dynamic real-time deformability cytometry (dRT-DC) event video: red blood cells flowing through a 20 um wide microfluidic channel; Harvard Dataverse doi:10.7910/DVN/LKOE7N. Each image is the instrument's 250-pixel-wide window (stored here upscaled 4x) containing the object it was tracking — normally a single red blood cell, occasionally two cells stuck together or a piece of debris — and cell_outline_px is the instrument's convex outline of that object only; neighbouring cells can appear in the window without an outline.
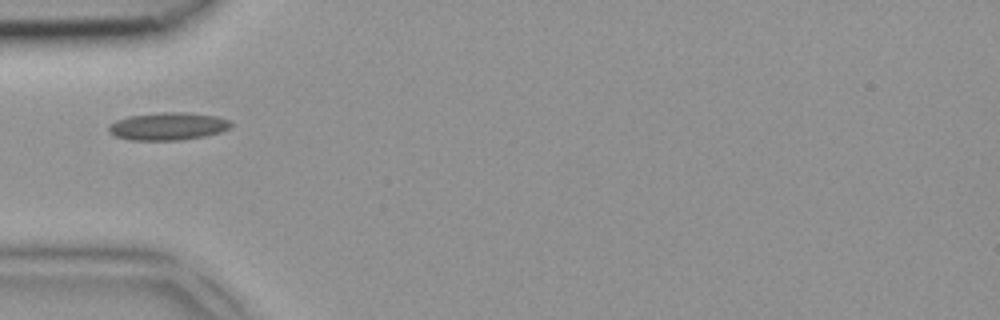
{"species": "common noctule bat (a hibernating species)", "species_latin": "Nyctalus noctula", "temperature_condition": "room temperature", "stored_images_in_passage": 1, "camera_frame_rate_fps": 3000, "um_per_image_px": 0.085, "animal": {"sex": "female", "body_mass_g": 18.4}, "frame": {"image": 1, "passage_image": 1, "time_ms": 0.0, "image_size_px": [1000, 320], "cell_outline_px": [[232, 124], [228, 128], [220, 132], [204, 136], [176, 140], [132, 140], [116, 136], [108, 132], [108, 124], [116, 120], [128, 116], [164, 112], [188, 112], [216, 116], [228, 120]], "centroid_in_image_um": [14.24, 10.72], "position_along_channel_um": 70.8, "area_um2": 19.59}}